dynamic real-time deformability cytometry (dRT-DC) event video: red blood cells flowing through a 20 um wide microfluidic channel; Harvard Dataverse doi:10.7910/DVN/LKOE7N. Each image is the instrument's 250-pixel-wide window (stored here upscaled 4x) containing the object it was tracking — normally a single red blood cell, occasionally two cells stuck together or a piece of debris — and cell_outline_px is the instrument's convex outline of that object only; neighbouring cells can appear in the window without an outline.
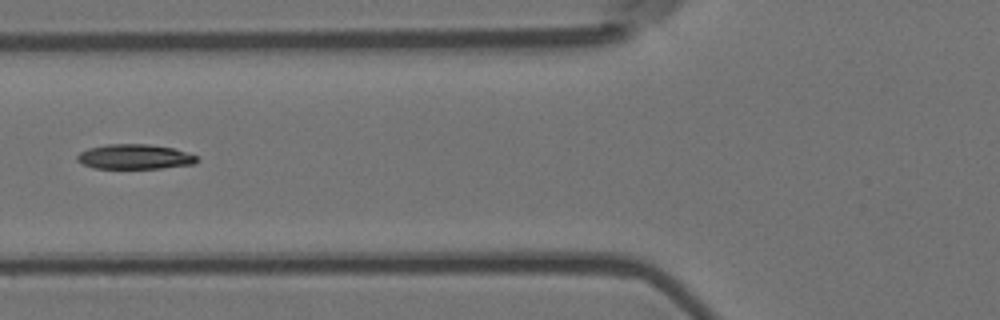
{"species": "Egyptian fruit bat (a non-hibernating species)", "species_latin": "Rousettus aegyptiacus", "temperature_condition": "room temperature", "stored_images_in_passage": 7, "camera_frame_rate_fps": 3000, "um_per_image_px": 0.085, "animal": {"sex": "female"}, "frame": {"image": 1, "passage_image": 7, "time_ms": 2.0, "image_size_px": [1000, 320], "cell_outline_px": [[200, 160], [196, 164], [160, 168], [96, 168], [84, 164], [76, 160], [76, 156], [80, 152], [88, 148], [108, 144], [148, 144], [172, 148], [196, 156]], "centroid_in_image_um": [11.45, 13.32], "position_along_channel_um": 114.3, "area_um2": 17.22}}